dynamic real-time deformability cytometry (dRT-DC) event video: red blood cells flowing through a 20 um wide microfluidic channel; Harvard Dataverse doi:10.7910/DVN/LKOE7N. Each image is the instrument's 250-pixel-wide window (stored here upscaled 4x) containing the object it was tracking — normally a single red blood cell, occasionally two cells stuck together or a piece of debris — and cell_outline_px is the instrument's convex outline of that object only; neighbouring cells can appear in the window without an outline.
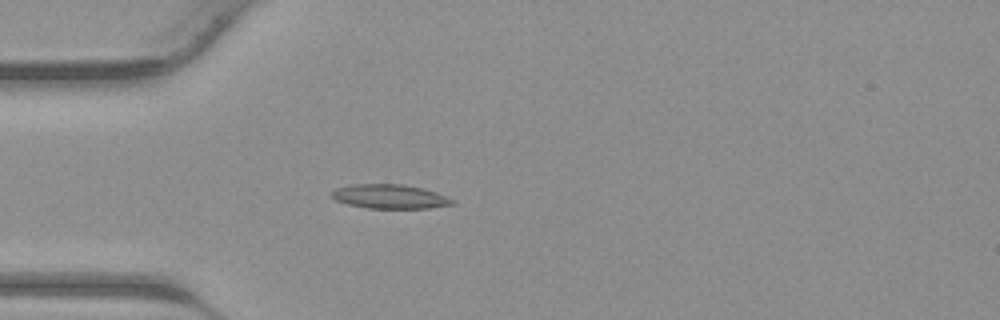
{"species": "common noctule bat (a hibernating species)", "species_latin": "Nyctalus noctula", "temperature_condition": "warm", "stored_images_in_passage": 37, "camera_frame_rate_fps": 3000, "um_per_image_px": 0.085, "animal": {"sex": "male", "body_mass_g": 23.1, "forearm_length_mm": 52.7}, "frame": {"image": 1, "passage_image": 7, "time_ms": 2.0, "image_size_px": [1000, 320], "cell_outline_px": [[456, 204], [428, 208], [368, 208], [348, 204], [336, 200], [332, 196], [332, 192], [336, 188], [352, 184], [404, 184], [424, 188], [436, 192], [456, 200]], "centroid_in_image_um": [33.19, 16.7], "position_along_channel_um": 51.8, "area_um2": 17.05}}
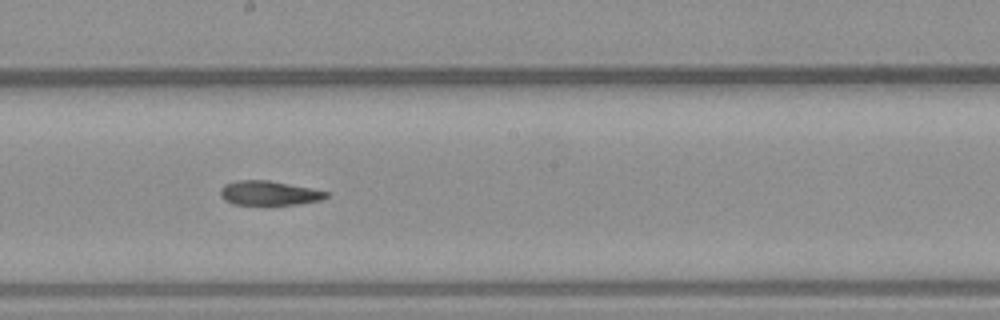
{"frame": {"image": 2, "passage_image": 18, "time_ms": 5.667, "image_size_px": [1000, 320], "cell_outline_px": [[328, 196], [320, 200], [296, 204], [232, 204], [224, 200], [220, 196], [220, 188], [224, 184], [236, 180], [268, 180], [312, 188], [328, 192]], "centroid_in_image_um": [22.82, 16.4], "position_along_channel_um": 225.4, "area_um2": 14.97}}
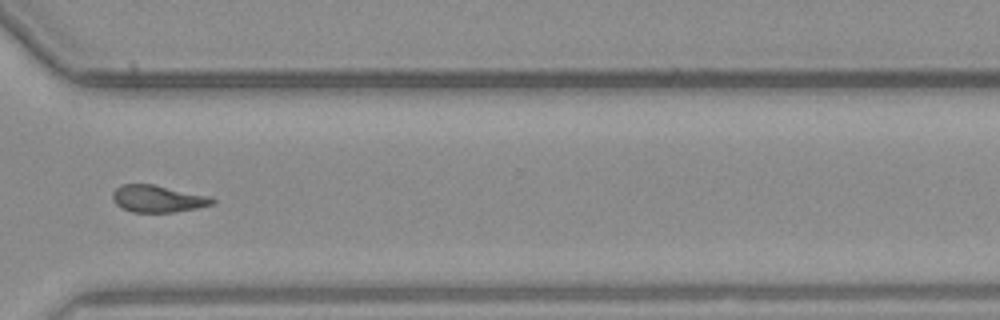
{"frame": {"image": 3, "passage_image": 26, "time_ms": 8.333, "image_size_px": [1000, 320], "cell_outline_px": [[216, 200], [212, 204], [196, 208], [172, 212], [132, 212], [120, 208], [112, 200], [112, 192], [120, 184], [152, 184], [212, 196]], "centroid_in_image_um": [13.38, 16.89], "position_along_channel_um": 357.2, "area_um2": 15.84}}